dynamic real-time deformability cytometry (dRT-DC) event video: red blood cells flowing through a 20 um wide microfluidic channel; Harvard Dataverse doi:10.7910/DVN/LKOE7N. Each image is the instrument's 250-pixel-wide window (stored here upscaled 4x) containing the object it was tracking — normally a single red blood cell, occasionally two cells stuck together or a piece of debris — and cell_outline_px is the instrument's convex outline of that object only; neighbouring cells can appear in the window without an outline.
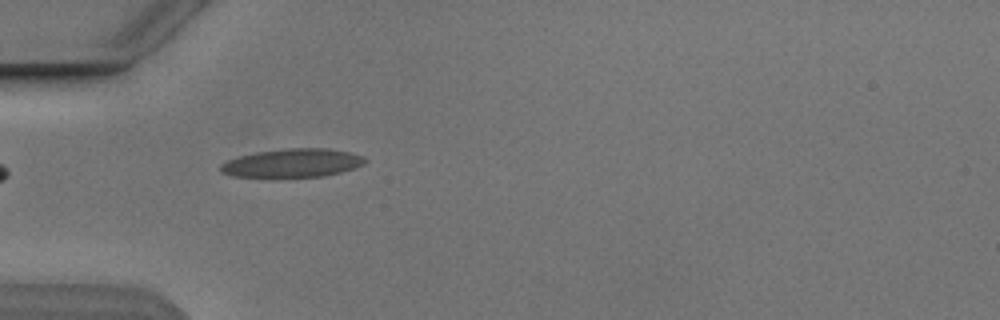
{"species": "Egyptian fruit bat (a non-hibernating species)", "species_latin": "Rousettus aegyptiacus", "temperature_condition": "cold", "stored_images_in_passage": 2, "camera_frame_rate_fps": 3000, "um_per_image_px": 0.085, "animal": {"sex": "male"}, "frame": {"image": 1, "passage_image": 1, "time_ms": 0.0, "image_size_px": [1000, 320], "cell_outline_px": [[368, 160], [364, 164], [340, 172], [324, 176], [236, 176], [224, 172], [220, 168], [220, 164], [228, 160], [240, 156], [256, 152], [284, 148], [328, 148], [348, 152], [364, 156]], "centroid_in_image_um": [24.91, 13.83], "position_along_channel_um": 60.1, "area_um2": 23.52}}
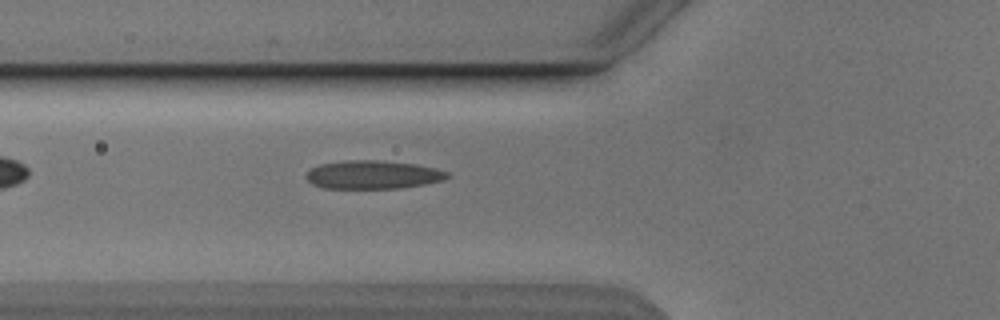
{"frame": {"image": 2, "passage_image": 2, "time_ms": 1.0, "image_size_px": [1000, 320], "cell_outline_px": [[452, 176], [444, 180], [424, 184], [400, 188], [324, 188], [312, 184], [304, 176], [312, 168], [320, 164], [348, 160], [384, 160], [416, 164], [436, 168], [448, 172]], "centroid_in_image_um": [31.73, 14.84], "position_along_channel_um": 94.1, "area_um2": 23.47}}